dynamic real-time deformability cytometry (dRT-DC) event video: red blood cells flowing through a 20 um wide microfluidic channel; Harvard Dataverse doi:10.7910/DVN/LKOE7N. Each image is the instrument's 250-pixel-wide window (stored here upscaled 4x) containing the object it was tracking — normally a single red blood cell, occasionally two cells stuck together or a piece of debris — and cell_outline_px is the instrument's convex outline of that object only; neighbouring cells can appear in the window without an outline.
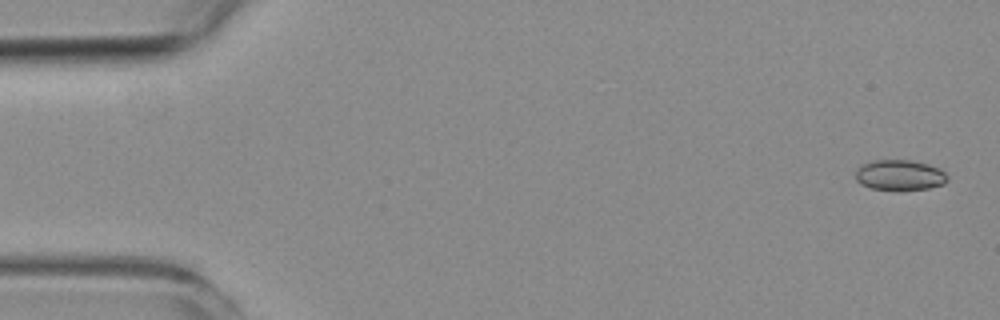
{"species": "common noctule bat (a hibernating species)", "species_latin": "Nyctalus noctula", "temperature_condition": "room temperature", "stored_images_in_passage": 5, "camera_frame_rate_fps": 3000, "um_per_image_px": 0.085, "animal": {"sex": "female", "body_mass_g": 19.3, "forearm_length_mm": 54.1}, "frame": {"image": 1, "passage_image": 1, "time_ms": 0.0, "image_size_px": [1000, 320], "cell_outline_px": [[948, 180], [944, 184], [928, 188], [872, 188], [860, 184], [856, 180], [856, 168], [860, 164], [872, 160], [912, 160], [928, 164], [940, 168], [948, 176]], "centroid_in_image_um": [76.46, 14.84], "position_along_channel_um": 8.5, "area_um2": 16.07}}